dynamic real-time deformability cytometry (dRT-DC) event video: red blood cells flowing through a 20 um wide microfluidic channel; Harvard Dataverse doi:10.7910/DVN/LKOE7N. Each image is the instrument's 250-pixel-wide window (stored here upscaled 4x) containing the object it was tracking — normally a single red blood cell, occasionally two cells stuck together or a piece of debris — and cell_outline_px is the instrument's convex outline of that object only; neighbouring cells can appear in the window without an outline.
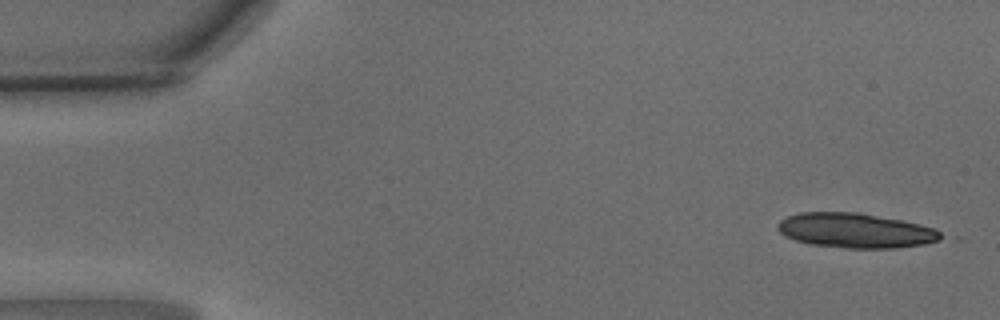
{"species": "common noctule bat (a hibernating species)", "species_latin": "Nyctalus noctula", "temperature_condition": "warm", "stored_images_in_passage": 10, "camera_frame_rate_fps": 3000, "um_per_image_px": 0.085, "animal": {"sex": "male", "body_mass_g": 15.6}, "frame": {"image": 1, "passage_image": 2, "time_ms": 0.333, "image_size_px": [1000, 320], "cell_outline_px": [[948, 236], [940, 240], [924, 244], [896, 248], [848, 248], [812, 244], [796, 240], [784, 236], [776, 228], [776, 224], [780, 220], [788, 216], [800, 212], [860, 212], [920, 224], [936, 228]], "centroid_in_image_um": [72.76, 19.59], "position_along_channel_um": 12.2, "area_um2": 33.29}}